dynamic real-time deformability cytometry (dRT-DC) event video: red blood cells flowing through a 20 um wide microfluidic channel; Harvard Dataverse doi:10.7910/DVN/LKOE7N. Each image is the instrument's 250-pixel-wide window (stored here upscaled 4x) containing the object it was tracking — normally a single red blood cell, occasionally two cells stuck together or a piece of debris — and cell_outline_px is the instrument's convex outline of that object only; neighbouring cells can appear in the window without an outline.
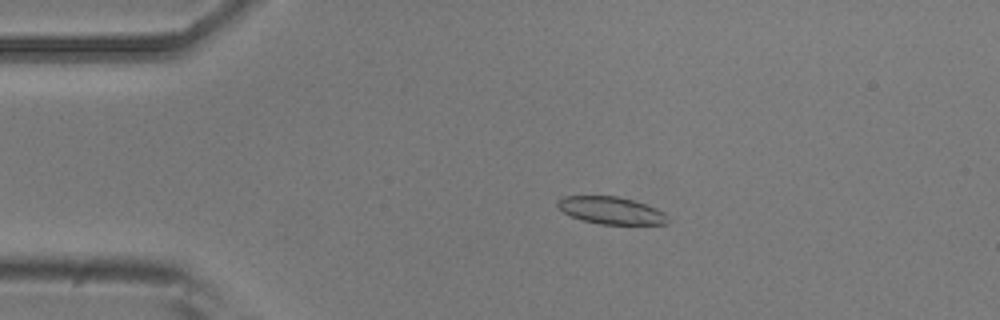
{"species": "common noctule bat (a hibernating species)", "species_latin": "Nyctalus noctula", "temperature_condition": "room temperature", "stored_images_in_passage": 4, "camera_frame_rate_fps": 3000, "um_per_image_px": 0.085, "animal": {"sex": "male", "body_mass_g": 20.5, "forearm_length_mm": 52.5}, "frame": {"image": 1, "passage_image": 3, "time_ms": 0.667, "image_size_px": [1000, 320], "cell_outline_px": [[668, 224], [600, 224], [580, 220], [564, 212], [556, 204], [556, 200], [564, 196], [616, 196], [632, 200], [656, 208], [664, 212], [668, 216]], "centroid_in_image_um": [51.93, 17.89], "position_along_channel_um": 33.1, "area_um2": 17.46}}